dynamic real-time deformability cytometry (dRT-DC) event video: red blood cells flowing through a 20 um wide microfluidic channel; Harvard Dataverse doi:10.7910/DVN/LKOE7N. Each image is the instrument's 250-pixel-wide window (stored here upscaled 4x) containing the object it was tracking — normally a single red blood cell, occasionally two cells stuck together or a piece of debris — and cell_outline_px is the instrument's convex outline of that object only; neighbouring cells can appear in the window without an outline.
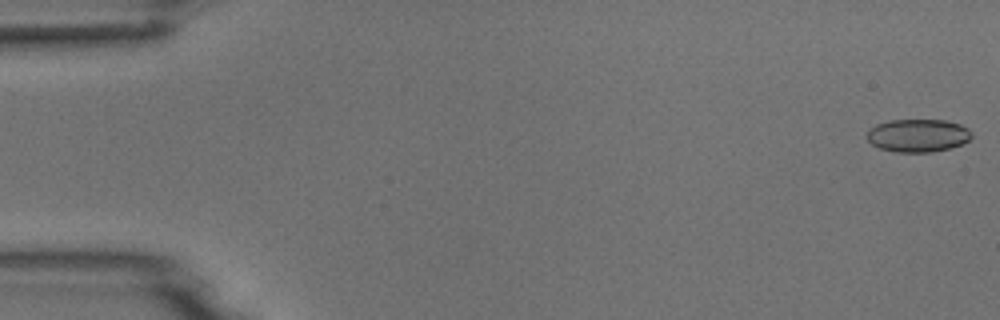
{"species": "common noctule bat (a hibernating species)", "species_latin": "Nyctalus noctula", "temperature_condition": "room temperature", "stored_images_in_passage": 5, "camera_frame_rate_fps": 3000, "um_per_image_px": 0.085, "animal": {"sex": "male", "body_mass_g": 18.8}, "frame": {"image": 1, "passage_image": 1, "time_ms": 0.0, "image_size_px": [1000, 320], "cell_outline_px": [[972, 136], [968, 140], [960, 144], [948, 148], [932, 152], [896, 152], [880, 148], [872, 144], [868, 140], [868, 128], [876, 124], [892, 120], [948, 120], [960, 124], [968, 128], [972, 132]], "centroid_in_image_um": [78.02, 11.5], "position_along_channel_um": 7.0, "area_um2": 20.06}}
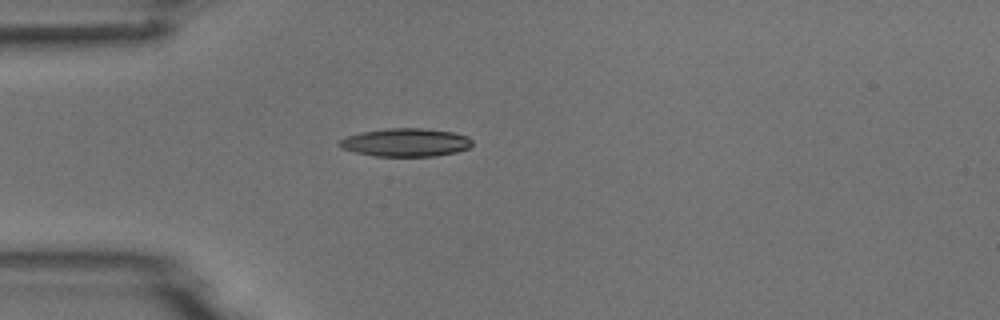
{"frame": {"image": 2, "passage_image": 5, "time_ms": 4.667, "image_size_px": [1000, 320], "cell_outline_px": [[472, 144], [468, 148], [456, 152], [436, 156], [372, 156], [356, 152], [344, 148], [336, 144], [340, 140], [348, 136], [360, 132], [388, 128], [424, 128], [452, 132], [468, 136], [472, 140]], "centroid_in_image_um": [34.5, 12.1], "position_along_channel_um": 50.5, "area_um2": 21.79}}